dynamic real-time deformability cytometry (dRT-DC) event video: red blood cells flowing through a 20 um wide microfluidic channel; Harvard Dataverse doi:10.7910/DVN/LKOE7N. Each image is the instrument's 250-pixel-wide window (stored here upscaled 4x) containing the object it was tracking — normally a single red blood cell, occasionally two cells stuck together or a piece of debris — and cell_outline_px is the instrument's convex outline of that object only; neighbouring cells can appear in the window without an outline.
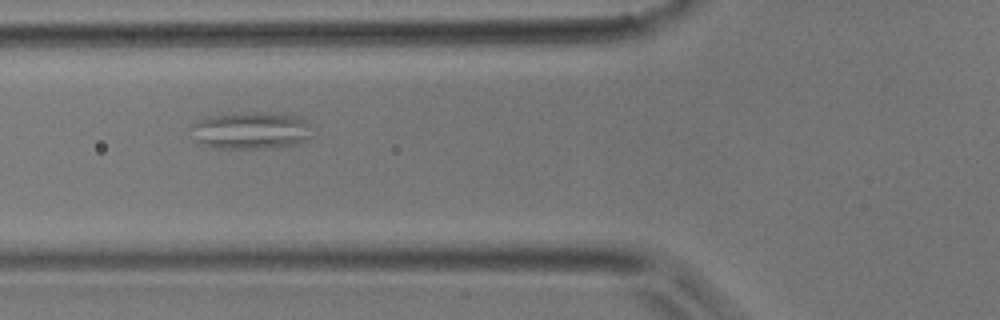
{"species": "common noctule bat (a hibernating species)", "species_latin": "Nyctalus noctula", "temperature_condition": "room temperature", "stored_images_in_passage": 28, "camera_frame_rate_fps": 3000, "um_per_image_px": 0.085, "animal": {"sex": "male", "body_mass_g": 17.9}, "frame": {"image": 1, "passage_image": 3, "time_ms": 0.667, "image_size_px": [1000, 320], "cell_outline_px": [[312, 136], [304, 144], [268, 148], [216, 148], [204, 144], [196, 140], [188, 128], [196, 120], [208, 116], [248, 112], [268, 112], [300, 116], [308, 124]], "centroid_in_image_um": [21.35, 11.09], "position_along_channel_um": 104.5, "area_um2": 26.7}}
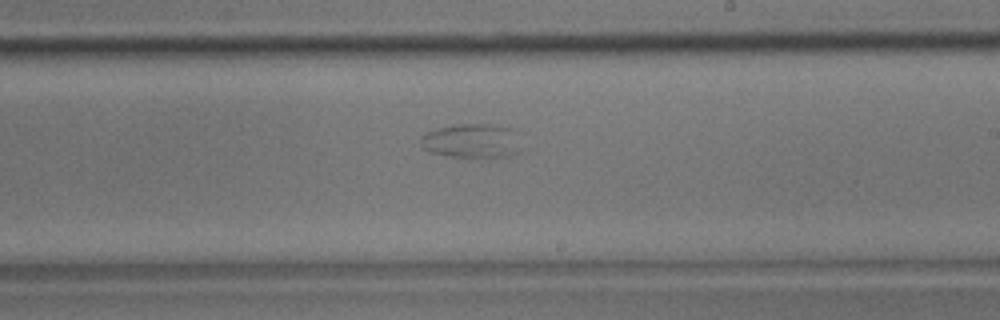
{"frame": {"image": 2, "passage_image": 13, "time_ms": 4.0, "image_size_px": [1000, 320], "cell_outline_px": [[520, 152], [512, 156], [448, 156], [428, 152], [420, 144], [420, 136], [424, 132], [456, 124], [488, 124], [508, 128]], "centroid_in_image_um": [39.95, 11.98], "position_along_channel_um": 249.0, "area_um2": 19.36}}
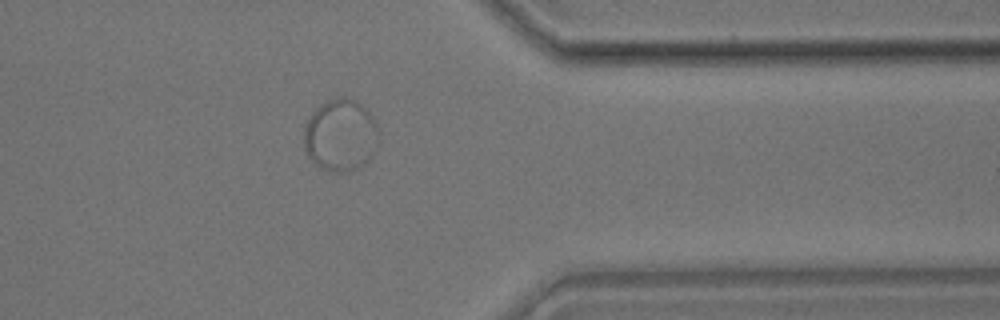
{"frame": {"image": 3, "passage_image": 23, "time_ms": 7.333, "image_size_px": [1000, 320], "cell_outline_px": [[380, 132], [376, 148], [372, 156], [356, 168], [344, 172], [332, 172], [320, 168], [308, 156], [304, 148], [304, 128], [312, 112], [320, 104], [328, 100], [344, 96], [356, 100], [372, 116]], "centroid_in_image_um": [28.94, 11.49], "position_along_channel_um": 382.5, "area_um2": 31.44}}